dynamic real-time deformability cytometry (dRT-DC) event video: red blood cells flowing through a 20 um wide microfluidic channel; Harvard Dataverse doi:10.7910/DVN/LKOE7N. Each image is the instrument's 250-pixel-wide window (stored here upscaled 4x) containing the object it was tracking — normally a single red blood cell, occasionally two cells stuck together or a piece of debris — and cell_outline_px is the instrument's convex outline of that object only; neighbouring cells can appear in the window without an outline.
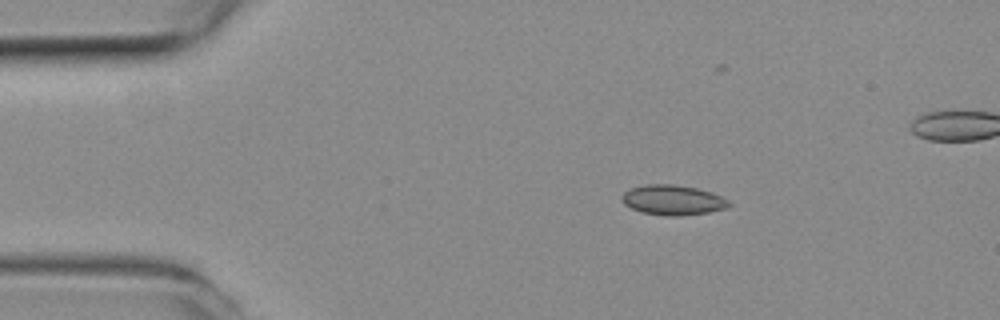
{"species": "common noctule bat (a hibernating species)", "species_latin": "Nyctalus noctula", "temperature_condition": "room temperature", "stored_images_in_passage": 51, "camera_frame_rate_fps": 3000, "um_per_image_px": 0.085, "animal": {"sex": "female", "body_mass_g": 19.3, "forearm_length_mm": 54.1}, "frame": {"image": 1, "passage_image": 8, "time_ms": 2.333, "image_size_px": [1000, 320], "cell_outline_px": [[732, 204], [724, 208], [708, 212], [680, 216], [668, 216], [640, 212], [624, 204], [620, 200], [620, 196], [624, 192], [632, 188], [644, 184], [672, 184], [696, 188], [712, 192], [728, 200]], "centroid_in_image_um": [57.15, 17.0], "position_along_channel_um": 27.9, "area_um2": 18.73}}
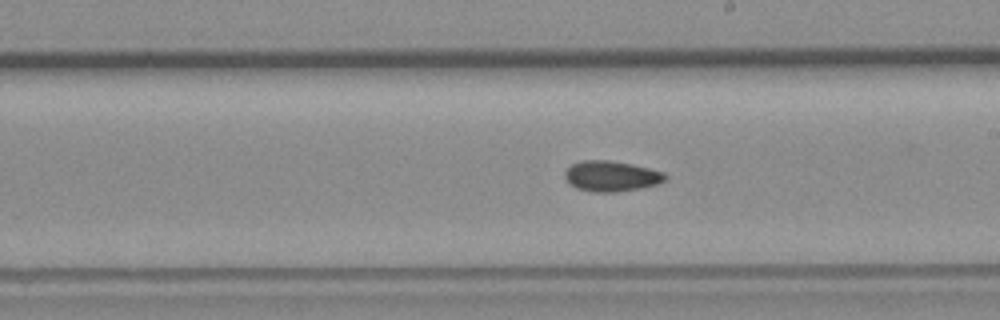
{"frame": {"image": 2, "passage_image": 28, "time_ms": 9.0, "image_size_px": [1000, 320], "cell_outline_px": [[668, 176], [664, 180], [656, 184], [640, 188], [616, 192], [596, 192], [576, 188], [568, 184], [564, 176], [564, 172], [572, 164], [584, 160], [608, 160], [632, 164], [664, 172]], "centroid_in_image_um": [51.93, 14.97], "position_along_channel_um": 237.1, "area_um2": 17.8}}
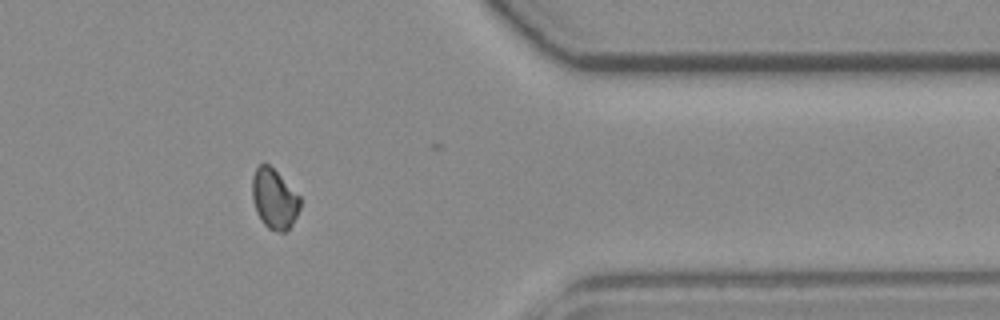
{"frame": {"image": 3, "passage_image": 41, "time_ms": 13.333, "image_size_px": [1000, 320], "cell_outline_px": [[300, 208], [292, 224], [284, 232], [280, 232], [268, 228], [260, 220], [256, 212], [252, 200], [252, 176], [256, 168], [260, 164], [268, 164], [300, 196]], "centroid_in_image_um": [23.29, 16.92], "position_along_channel_um": 388.1, "area_um2": 16.59}, "authors_computed_cell_mechanics": {"area_um2": 17.34, "velocity_mm_per_s": 3.9788, "shape_relaxation_time_tau1_ms": null, "shape_relaxation_time_tau2_ms": 5.5334, "deformation_change_tau1": null, "deformation_change_tau2": 0.0816}}